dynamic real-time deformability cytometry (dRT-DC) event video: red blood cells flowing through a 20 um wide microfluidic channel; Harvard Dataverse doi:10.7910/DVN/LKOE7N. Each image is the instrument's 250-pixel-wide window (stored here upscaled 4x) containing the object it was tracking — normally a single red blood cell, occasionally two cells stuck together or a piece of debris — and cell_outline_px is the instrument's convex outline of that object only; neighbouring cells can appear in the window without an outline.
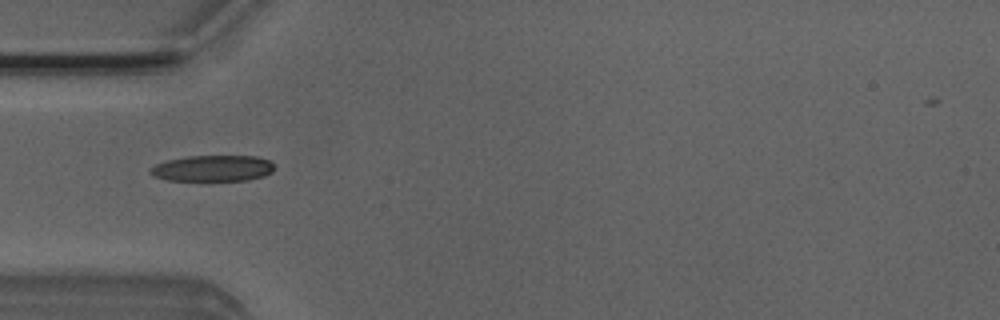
{"species": "Egyptian fruit bat (a non-hibernating species)", "species_latin": "Rousettus aegyptiacus", "temperature_condition": "room temperature", "stored_images_in_passage": 39, "camera_frame_rate_fps": 3000, "um_per_image_px": 0.085, "animal": {"sex": "male"}, "frame": {"image": 1, "passage_image": 4, "time_ms": 1.0, "image_size_px": [1000, 320], "cell_outline_px": [[272, 172], [264, 176], [248, 180], [168, 180], [152, 176], [148, 172], [156, 164], [168, 160], [188, 156], [256, 156], [272, 160]], "centroid_in_image_um": [18.09, 14.3], "position_along_channel_um": 66.9, "area_um2": 18.79}}
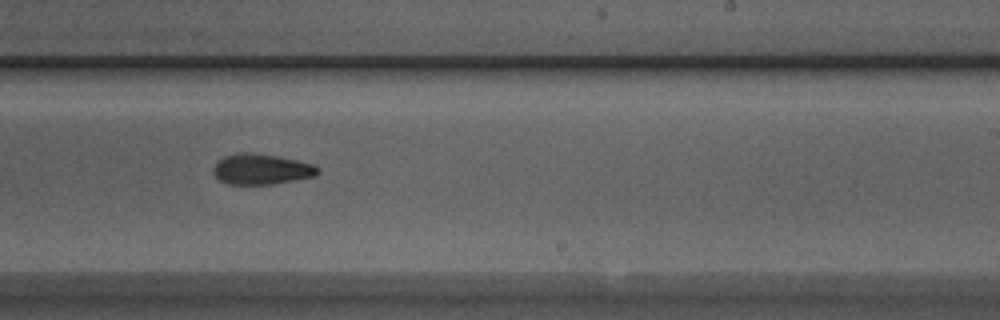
{"frame": {"image": 2, "passage_image": 19, "time_ms": 6.0, "image_size_px": [1000, 320], "cell_outline_px": [[320, 172], [316, 176], [272, 184], [228, 184], [220, 180], [212, 172], [212, 168], [216, 160], [224, 156], [240, 152], [244, 152], [280, 156], [312, 164], [320, 168]], "centroid_in_image_um": [22.2, 14.37], "position_along_channel_um": 266.8, "area_um2": 18.73}}
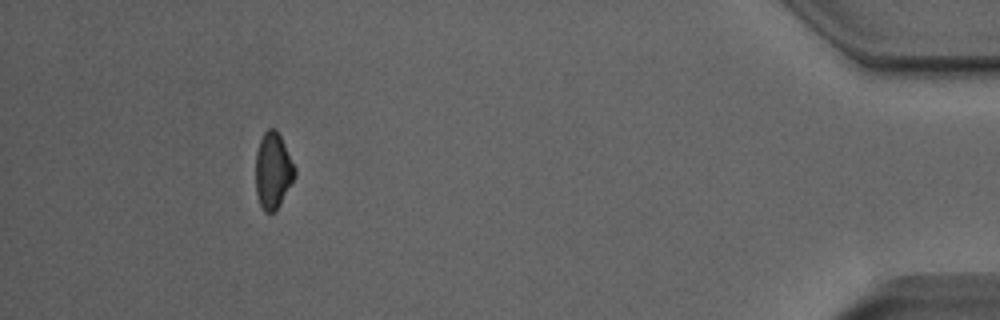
{"frame": {"image": 3, "passage_image": 35, "time_ms": 11.333, "image_size_px": [1000, 320], "cell_outline_px": [[296, 176], [280, 204], [272, 212], [264, 212], [260, 204], [256, 192], [256, 152], [260, 140], [264, 132], [268, 128], [276, 128], [296, 168]], "centroid_in_image_um": [23.21, 14.49], "position_along_channel_um": 412.0, "area_um2": 17.28}, "authors_computed_cell_mechanics": {"area_um2": 18.5538, "velocity_mm_per_s": 4.0004, "shape_relaxation_time_tau1_ms": 4.4404, "shape_relaxation_time_tau2_ms": 3.2898, "deformation_change_tau1": 0.1415, "deformation_change_tau2": 0.1003}}